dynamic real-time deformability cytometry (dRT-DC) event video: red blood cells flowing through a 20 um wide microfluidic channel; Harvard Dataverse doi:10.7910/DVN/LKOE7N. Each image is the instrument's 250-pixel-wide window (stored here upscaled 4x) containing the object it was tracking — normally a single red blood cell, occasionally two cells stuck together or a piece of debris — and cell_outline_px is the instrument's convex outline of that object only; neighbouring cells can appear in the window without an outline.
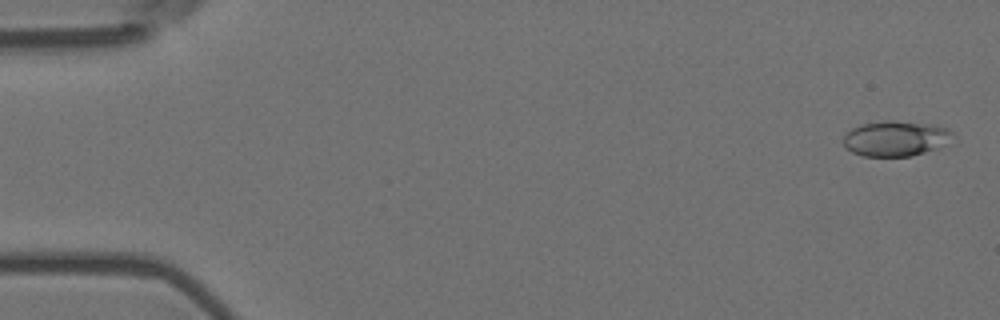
{"species": "Egyptian fruit bat (a non-hibernating species)", "species_latin": "Rousettus aegyptiacus", "temperature_condition": "room temperature", "stored_images_in_passage": 6, "camera_frame_rate_fps": 3000, "um_per_image_px": 0.085, "animal": {"sex": "female"}, "frame": {"image": 1, "passage_image": 1, "time_ms": 0.0, "image_size_px": [1000, 320], "cell_outline_px": [[956, 132], [952, 144], [912, 156], [864, 156], [852, 152], [844, 148], [844, 136], [852, 128], [860, 124], [884, 120], [892, 120], [936, 124], [948, 128]], "centroid_in_image_um": [76.23, 11.76], "position_along_channel_um": 8.8, "area_um2": 23.24}}
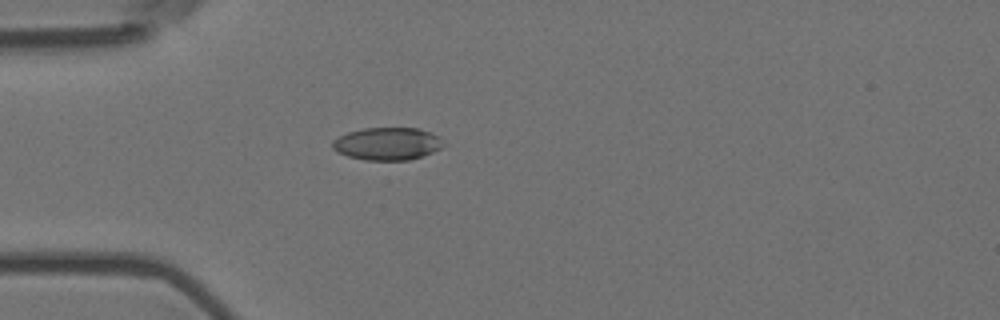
{"frame": {"image": 2, "passage_image": 5, "time_ms": 1.333, "image_size_px": [1000, 320], "cell_outline_px": [[448, 144], [432, 152], [408, 160], [364, 160], [348, 156], [336, 152], [332, 148], [332, 140], [348, 132], [364, 128], [420, 128], [440, 136]], "centroid_in_image_um": [32.95, 12.21], "position_along_channel_um": 52.1, "area_um2": 21.27}}